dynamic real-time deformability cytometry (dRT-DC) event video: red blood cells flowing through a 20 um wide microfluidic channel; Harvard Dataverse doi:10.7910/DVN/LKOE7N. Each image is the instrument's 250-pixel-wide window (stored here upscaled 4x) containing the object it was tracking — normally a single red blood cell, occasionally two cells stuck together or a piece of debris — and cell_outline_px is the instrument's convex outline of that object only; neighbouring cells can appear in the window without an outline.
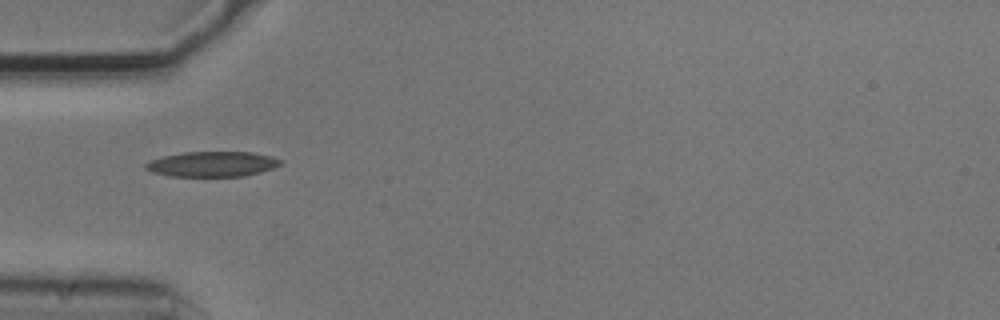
{"species": "common noctule bat (a hibernating species)", "species_latin": "Nyctalus noctula", "temperature_condition": "cold", "stored_images_in_passage": 3, "camera_frame_rate_fps": 3000, "um_per_image_px": 0.085, "animal": {"sex": "male", "body_mass_g": 20.5, "forearm_length_mm": 52.5}, "frame": {"image": 1, "passage_image": 1, "time_ms": 0.0, "image_size_px": [1000, 320], "cell_outline_px": [[284, 164], [260, 172], [244, 176], [168, 176], [152, 172], [144, 168], [144, 164], [148, 160], [164, 156], [184, 152], [252, 152], [272, 156], [280, 160]], "centroid_in_image_um": [18.02, 13.94], "position_along_channel_um": 67.0, "area_um2": 19.88}}
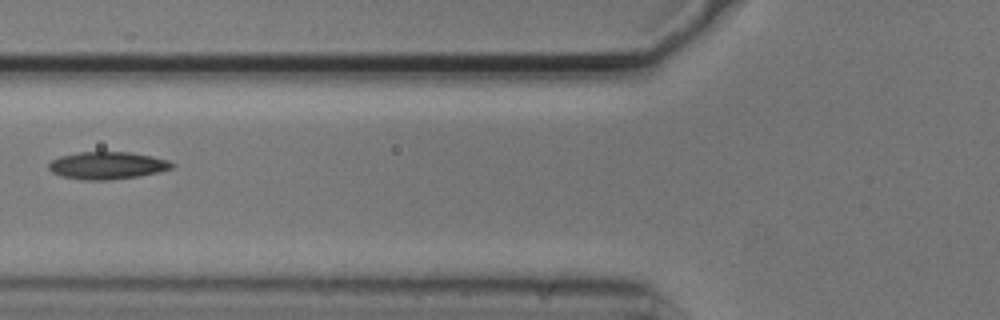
{"frame": {"image": 2, "passage_image": 2, "time_ms": 0.333, "image_size_px": [1000, 320], "cell_outline_px": [[176, 164], [172, 168], [160, 172], [140, 176], [108, 180], [84, 180], [60, 176], [52, 172], [48, 168], [48, 164], [52, 160], [60, 156], [80, 152], [128, 152], [152, 156], [168, 160]], "centroid_in_image_um": [9.13, 14.07], "position_along_channel_um": 116.7, "area_um2": 19.77}}
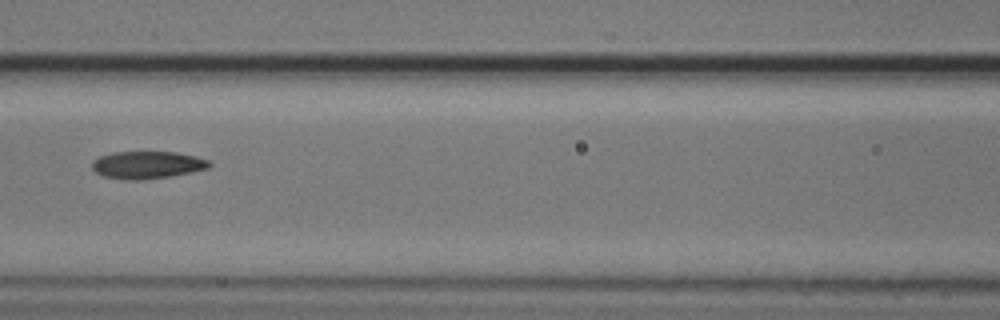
{"frame": {"image": 3, "passage_image": 3, "time_ms": 0.667, "image_size_px": [1000, 320], "cell_outline_px": [[212, 164], [208, 168], [168, 176], [140, 180], [124, 180], [104, 176], [96, 172], [92, 168], [92, 160], [100, 156], [112, 152], [176, 152], [196, 156], [208, 160]], "centroid_in_image_um": [12.48, 14.01], "position_along_channel_um": 154.1, "area_um2": 18.61}}